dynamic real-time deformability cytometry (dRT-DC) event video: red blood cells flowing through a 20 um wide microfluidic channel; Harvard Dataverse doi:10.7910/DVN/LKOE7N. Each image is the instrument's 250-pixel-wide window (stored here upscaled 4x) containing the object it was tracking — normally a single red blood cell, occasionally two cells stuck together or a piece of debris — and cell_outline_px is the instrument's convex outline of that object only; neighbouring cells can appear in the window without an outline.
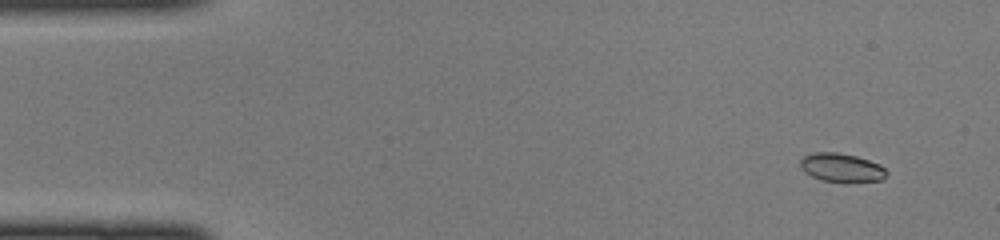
{"species": "common noctule bat (a hibernating species)", "species_latin": "Nyctalus noctula", "temperature_condition": "cold", "stored_images_in_passage": 48, "camera_frame_rate_fps": 3000, "um_per_image_px": 0.085, "animal": {"sex": "female", "body_mass_g": 22.0, "forearm_length_mm": 56.7}, "frame": {"image": 1, "passage_image": 4, "time_ms": 1.0, "image_size_px": [1000, 240], "cell_outline_px": [[888, 176], [880, 180], [820, 180], [804, 172], [800, 168], [800, 160], [804, 156], [812, 152], [836, 152], [856, 156], [880, 164], [888, 172]], "centroid_in_image_um": [71.5, 14.21], "position_along_channel_um": 13.5, "area_um2": 14.05}}
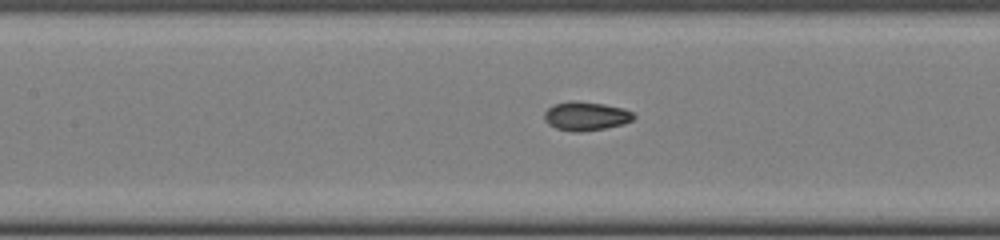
{"frame": {"image": 2, "passage_image": 22, "time_ms": 7.0, "image_size_px": [1000, 240], "cell_outline_px": [[636, 116], [632, 120], [624, 124], [604, 128], [580, 132], [572, 132], [556, 128], [548, 124], [544, 120], [544, 112], [552, 104], [572, 100], [576, 100], [604, 104], [624, 108], [632, 112]], "centroid_in_image_um": [49.78, 9.86], "position_along_channel_um": 157.6, "area_um2": 15.2}}
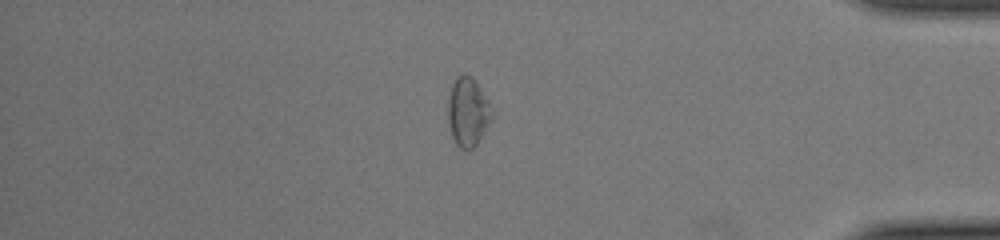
{"frame": {"image": 3, "passage_image": 41, "time_ms": 13.333, "image_size_px": [1000, 240], "cell_outline_px": [[492, 116], [488, 124], [476, 144], [468, 152], [460, 148], [456, 144], [452, 136], [448, 124], [448, 100], [452, 84], [456, 76], [464, 72], [472, 76], [488, 100], [492, 108]], "centroid_in_image_um": [39.75, 9.49], "position_along_channel_um": 395.5, "area_um2": 17.63}}